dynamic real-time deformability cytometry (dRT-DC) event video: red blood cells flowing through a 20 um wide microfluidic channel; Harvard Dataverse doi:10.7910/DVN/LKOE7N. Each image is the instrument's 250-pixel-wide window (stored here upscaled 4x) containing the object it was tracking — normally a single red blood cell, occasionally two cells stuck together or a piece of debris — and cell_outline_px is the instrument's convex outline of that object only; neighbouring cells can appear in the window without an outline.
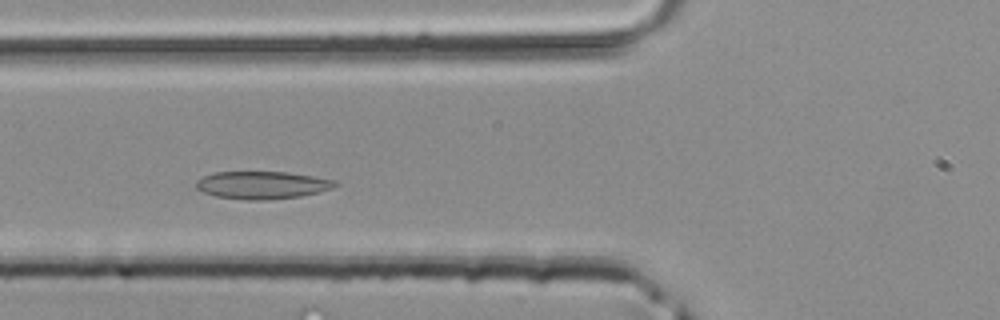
{"species": "common noctule bat (a hibernating species)", "species_latin": "Nyctalus noctula", "temperature_condition": "room temperature", "stored_images_in_passage": 33, "camera_frame_rate_fps": 3000, "um_per_image_px": 0.085, "animal": {"sex": "male", "body_mass_g": 20.4}, "frame": {"image": 1, "passage_image": 10, "time_ms": 3.0, "image_size_px": [1000, 320], "cell_outline_px": [[336, 184], [332, 188], [320, 192], [300, 196], [264, 200], [244, 200], [216, 196], [204, 192], [196, 188], [196, 180], [212, 172], [288, 172], [336, 180]], "centroid_in_image_um": [22.26, 15.73], "position_along_channel_um": 103.5, "area_um2": 22.31}}
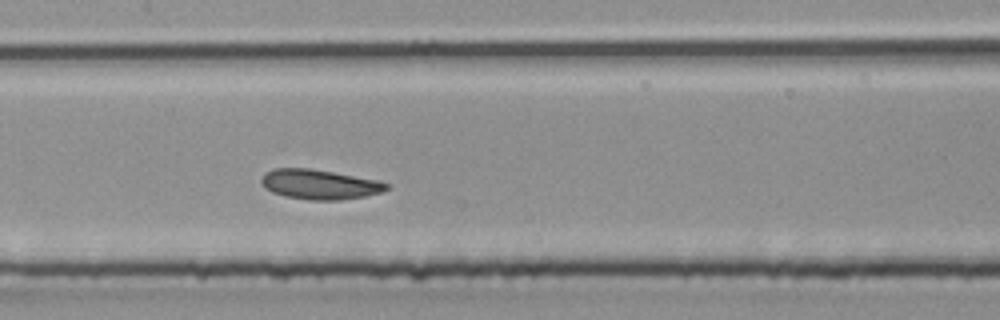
{"frame": {"image": 2, "passage_image": 15, "time_ms": 4.667, "image_size_px": [1000, 320], "cell_outline_px": [[388, 188], [384, 192], [364, 196], [340, 200], [308, 200], [284, 196], [272, 192], [264, 188], [260, 180], [264, 172], [272, 168], [308, 168], [332, 172], [376, 180], [388, 184]], "centroid_in_image_um": [27.1, 15.67], "position_along_channel_um": 180.3, "area_um2": 21.73}}
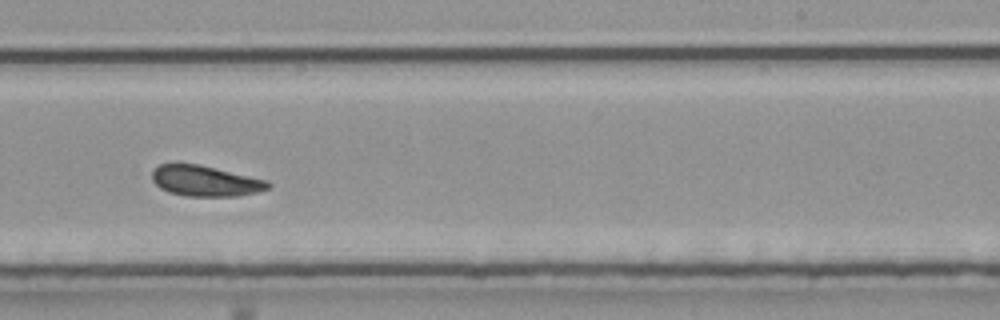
{"frame": {"image": 3, "passage_image": 21, "time_ms": 6.667, "image_size_px": [1000, 320], "cell_outline_px": [[272, 184], [268, 188], [256, 192], [236, 196], [188, 196], [168, 192], [160, 188], [152, 180], [152, 172], [160, 164], [176, 160], [200, 164], [268, 180]], "centroid_in_image_um": [17.4, 15.34], "position_along_channel_um": 271.6, "area_um2": 21.21}}